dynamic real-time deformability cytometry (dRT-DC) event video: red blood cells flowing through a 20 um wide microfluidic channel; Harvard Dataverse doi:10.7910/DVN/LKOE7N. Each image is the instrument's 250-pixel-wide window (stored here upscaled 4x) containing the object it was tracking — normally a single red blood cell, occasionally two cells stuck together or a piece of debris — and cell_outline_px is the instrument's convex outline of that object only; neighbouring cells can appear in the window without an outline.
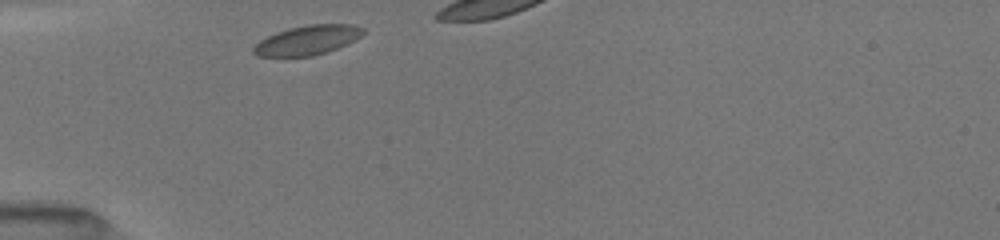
{"species": "common noctule bat (a hibernating species)", "species_latin": "Nyctalus noctula", "temperature_condition": "room temperature", "stored_images_in_passage": 15, "camera_frame_rate_fps": 3000, "um_per_image_px": 0.085, "animal": {"sex": "female", "body_mass_g": 19.5, "forearm_length_mm": 54.1}, "frame": {"image": 1, "passage_image": 1, "time_ms": 0.0, "image_size_px": [1000, 240], "cell_outline_px": [[364, 32], [360, 36], [328, 52], [312, 56], [256, 56], [252, 52], [252, 48], [260, 40], [276, 32], [288, 28], [308, 24], [352, 24], [364, 28]], "centroid_in_image_um": [26.1, 3.41], "position_along_channel_um": 58.9, "area_um2": 18.67}}
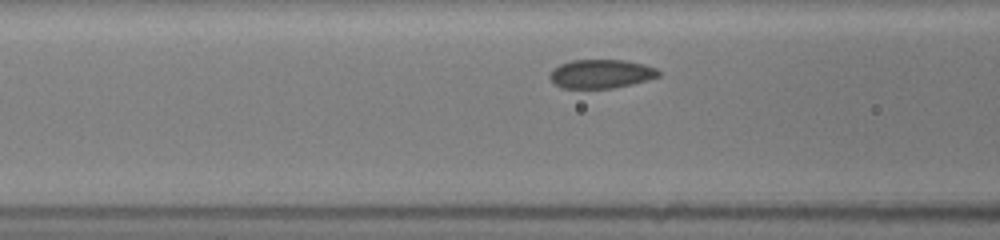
{"frame": {"image": 2, "passage_image": 12, "time_ms": 1.667, "image_size_px": [1000, 240], "cell_outline_px": [[660, 76], [648, 80], [632, 84], [612, 88], [560, 88], [552, 84], [548, 76], [552, 68], [560, 64], [572, 60], [624, 60], [644, 64], [656, 68], [660, 72]], "centroid_in_image_um": [51.04, 6.28], "position_along_channel_um": 115.6, "area_um2": 18.5}}